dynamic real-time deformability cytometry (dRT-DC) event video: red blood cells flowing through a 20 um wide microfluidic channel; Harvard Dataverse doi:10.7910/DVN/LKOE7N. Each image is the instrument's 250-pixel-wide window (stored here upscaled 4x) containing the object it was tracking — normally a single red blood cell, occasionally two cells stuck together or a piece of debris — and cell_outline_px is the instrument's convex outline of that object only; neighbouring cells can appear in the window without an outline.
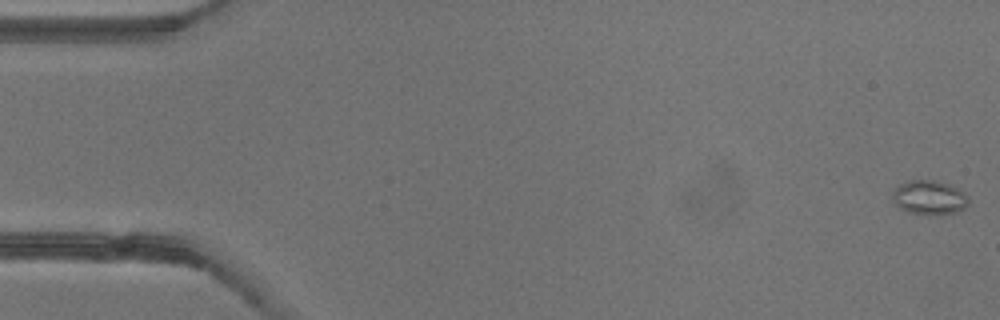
{"species": "common noctule bat (a hibernating species)", "species_latin": "Nyctalus noctula", "temperature_condition": "warm", "stored_images_in_passage": 53, "camera_frame_rate_fps": 3000, "um_per_image_px": 0.085, "animal": {"sex": "female"}, "frame": {"image": 1, "passage_image": 1, "time_ms": 0.0, "image_size_px": [1000, 320], "cell_outline_px": [[968, 204], [960, 212], [908, 212], [900, 208], [892, 200], [892, 188], [908, 180], [932, 180], [948, 184], [964, 192], [968, 196]], "centroid_in_image_um": [78.95, 16.74], "position_along_channel_um": 6.0, "area_um2": 14.74}}
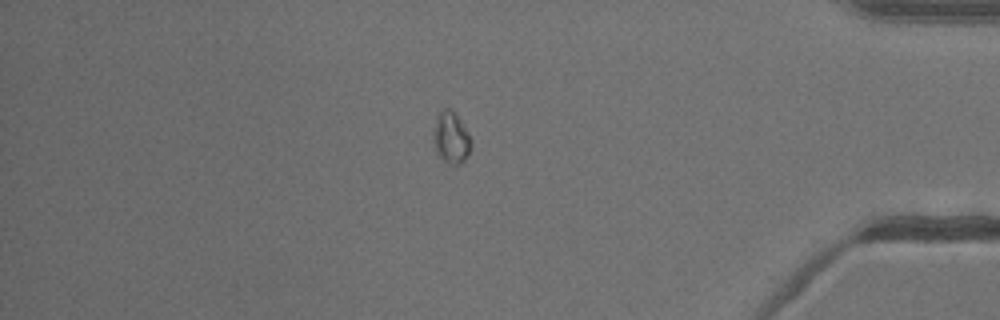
{"frame": {"image": 2, "passage_image": 45, "time_ms": 14.667, "image_size_px": [1000, 320], "cell_outline_px": [[472, 148], [468, 156], [460, 164], [448, 164], [436, 152], [432, 140], [432, 136], [440, 108], [448, 108], [460, 120], [468, 132], [472, 140]], "centroid_in_image_um": [38.35, 11.73], "position_along_channel_um": 396.8, "area_um2": 11.39}}
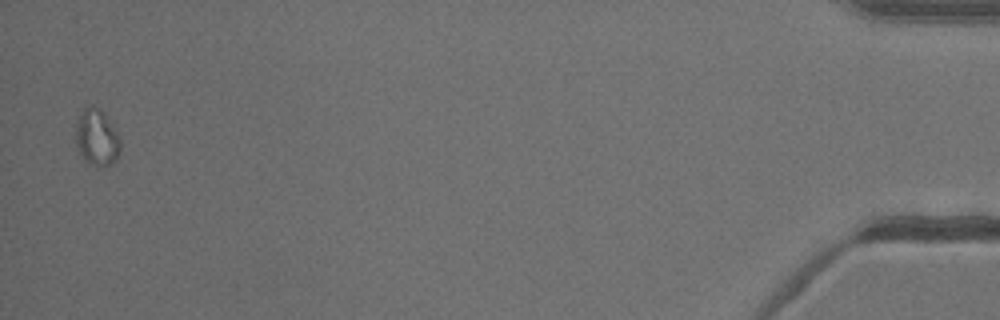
{"frame": {"image": 3, "passage_image": 52, "time_ms": 17.0, "image_size_px": [1000, 320], "cell_outline_px": [[120, 152], [116, 160], [112, 164], [104, 168], [88, 164], [84, 160], [76, 148], [76, 124], [84, 108], [92, 104], [100, 108], [104, 112], [116, 128], [120, 136]], "centroid_in_image_um": [8.25, 11.71], "position_along_channel_um": 426.9, "area_um2": 15.2}}